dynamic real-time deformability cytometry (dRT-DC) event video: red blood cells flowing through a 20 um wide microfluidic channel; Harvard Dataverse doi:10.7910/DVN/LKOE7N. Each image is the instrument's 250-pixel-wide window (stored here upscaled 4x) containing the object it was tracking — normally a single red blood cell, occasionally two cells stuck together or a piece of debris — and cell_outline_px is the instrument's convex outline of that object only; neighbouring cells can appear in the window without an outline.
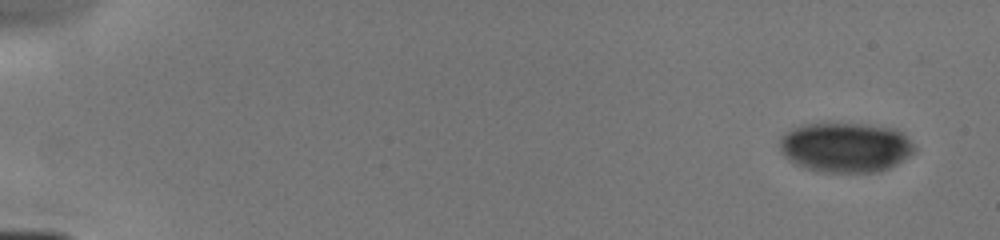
{"species": "human", "species_latin": "Homo sapiens", "temperature_condition": "cold", "stored_images_in_passage": 4, "camera_frame_rate_fps": 3000, "um_per_image_px": 0.085, "donor": {"sex": "male"}, "frame": {"image": 1, "passage_image": 1, "time_ms": 0.0, "image_size_px": [1000, 240], "cell_outline_px": [[916, 148], [908, 156], [896, 164], [880, 172], [820, 172], [796, 164], [784, 156], [780, 152], [780, 140], [784, 132], [792, 128], [804, 124], [824, 120], [868, 124], [896, 128]], "centroid_in_image_um": [71.81, 12.47], "position_along_channel_um": 13.2, "area_um2": 39.88}}
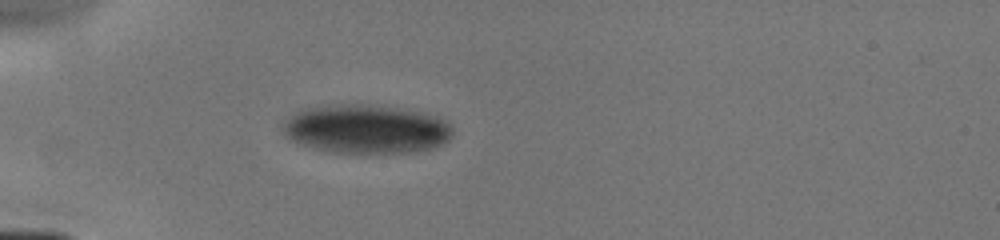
{"frame": {"image": 2, "passage_image": 4, "time_ms": 4.333, "image_size_px": [1000, 240], "cell_outline_px": [[452, 136], [448, 140], [432, 148], [416, 152], [332, 152], [296, 144], [288, 140], [280, 124], [284, 116], [300, 108], [328, 104], [368, 104], [396, 108], [420, 112], [440, 116], [452, 124]], "centroid_in_image_um": [31.03, 10.94], "position_along_channel_um": 54.0, "area_um2": 49.25}}